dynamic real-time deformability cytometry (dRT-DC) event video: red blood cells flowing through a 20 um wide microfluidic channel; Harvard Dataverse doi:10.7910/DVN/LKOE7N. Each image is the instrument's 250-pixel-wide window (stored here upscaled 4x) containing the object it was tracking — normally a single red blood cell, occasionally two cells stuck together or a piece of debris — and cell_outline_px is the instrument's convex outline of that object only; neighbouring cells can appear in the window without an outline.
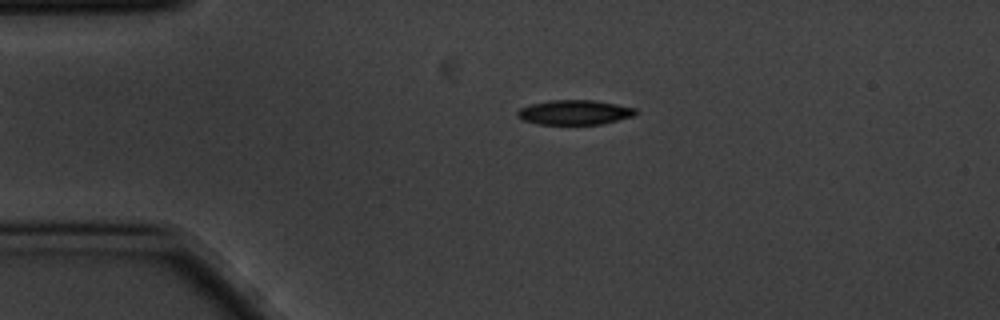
{"species": "common noctule bat (a hibernating species)", "species_latin": "Nyctalus noctula", "temperature_condition": "cold", "stored_images_in_passage": 4, "camera_frame_rate_fps": 3000, "um_per_image_px": 0.085, "animal": {"sex": "male", "body_mass_g": 20.1, "forearm_length_mm": 53.5}, "frame": {"image": 1, "passage_image": 3, "time_ms": 0.667, "image_size_px": [1000, 320], "cell_outline_px": [[636, 112], [632, 116], [600, 124], [536, 124], [524, 120], [516, 116], [516, 112], [520, 108], [532, 104], [548, 100], [592, 100], [616, 104], [636, 108]], "centroid_in_image_um": [48.79, 9.54], "position_along_channel_um": 36.2, "area_um2": 16.82}}
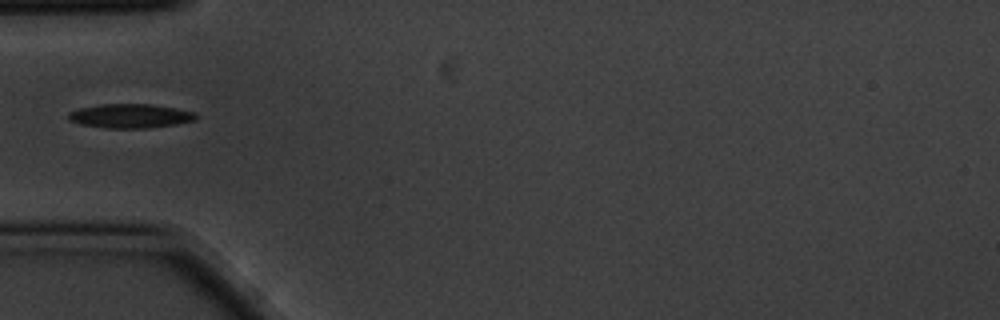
{"frame": {"image": 2, "passage_image": 4, "time_ms": 1.0, "image_size_px": [1000, 320], "cell_outline_px": [[196, 120], [176, 124], [148, 128], [104, 128], [80, 124], [68, 120], [68, 112], [80, 108], [100, 104], [152, 104], [176, 108], [196, 112]], "centroid_in_image_um": [11.07, 9.85], "position_along_channel_um": 73.9, "area_um2": 18.03}}